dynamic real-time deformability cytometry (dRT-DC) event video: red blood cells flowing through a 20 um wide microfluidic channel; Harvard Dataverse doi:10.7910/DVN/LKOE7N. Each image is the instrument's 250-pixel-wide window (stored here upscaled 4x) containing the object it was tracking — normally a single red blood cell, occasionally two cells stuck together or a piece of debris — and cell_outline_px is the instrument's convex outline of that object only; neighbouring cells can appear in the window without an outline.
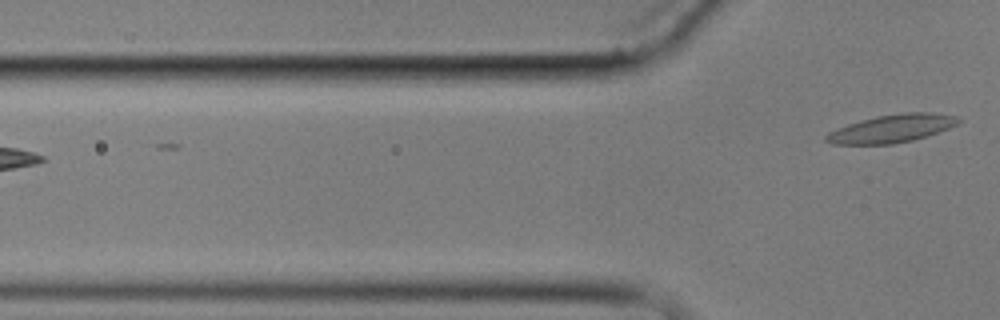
{"species": "common noctule bat (a hibernating species)", "species_latin": "Nyctalus noctula", "temperature_condition": "cold", "stored_images_in_passage": 3, "segment_of_instrument_passage": [2, 2], "camera_frame_rate_fps": 3000, "um_per_image_px": 0.085, "animal": {"sex": "male", "body_mass_g": 17.9}, "frame": {"image": 1, "passage_image": 3, "time_ms": 3.333, "image_size_px": [1000, 320], "cell_outline_px": [[960, 120], [956, 124], [948, 128], [928, 136], [912, 140], [892, 144], [832, 144], [824, 140], [824, 136], [828, 132], [848, 124], [876, 116], [904, 112], [932, 112], [956, 116]], "centroid_in_image_um": [75.78, 10.92], "position_along_channel_um": 50.0, "area_um2": 21.44}}